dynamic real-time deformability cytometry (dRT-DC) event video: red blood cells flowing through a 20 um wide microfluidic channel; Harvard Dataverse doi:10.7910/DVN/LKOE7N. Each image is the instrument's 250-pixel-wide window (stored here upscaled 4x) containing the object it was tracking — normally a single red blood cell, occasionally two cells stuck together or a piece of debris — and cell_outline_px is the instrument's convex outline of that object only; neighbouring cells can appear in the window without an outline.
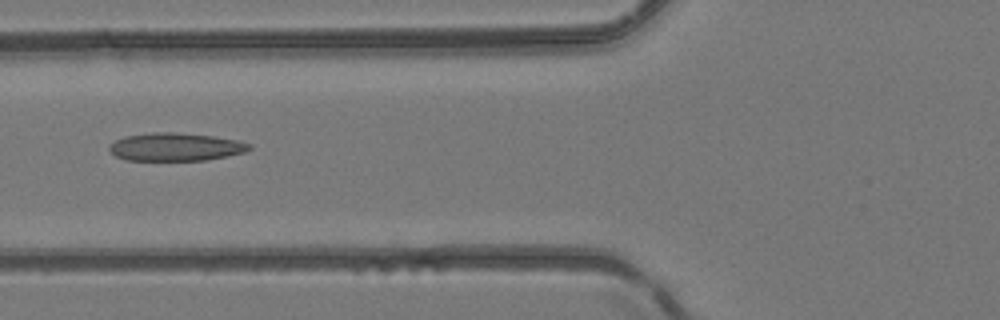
{"species": "common noctule bat (a hibernating species)", "species_latin": "Nyctalus noctula", "temperature_condition": "room temperature", "stored_images_in_passage": 3, "camera_frame_rate_fps": 3000, "um_per_image_px": 0.085, "animal": {"sex": "female", "body_mass_g": 24.6, "forearm_length_mm": 56.2}, "frame": {"image": 1, "passage_image": 3, "time_ms": 2.333, "image_size_px": [1000, 320], "cell_outline_px": [[252, 148], [244, 152], [204, 160], [128, 160], [116, 156], [108, 148], [116, 140], [124, 136], [152, 132], [172, 132], [212, 136], [236, 140], [252, 144]], "centroid_in_image_um": [14.92, 12.48], "position_along_channel_um": 110.9, "area_um2": 22.54}}